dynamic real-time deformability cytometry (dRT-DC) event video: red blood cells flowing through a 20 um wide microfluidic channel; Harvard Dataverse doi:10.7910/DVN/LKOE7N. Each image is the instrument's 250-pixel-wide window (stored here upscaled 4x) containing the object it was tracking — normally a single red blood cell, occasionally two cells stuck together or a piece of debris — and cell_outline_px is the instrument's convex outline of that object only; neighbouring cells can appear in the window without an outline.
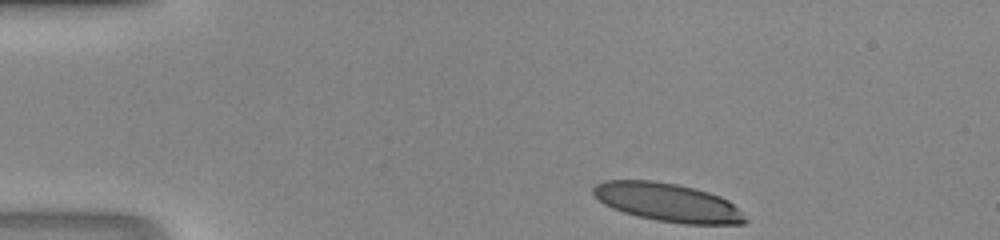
{"species": "human", "species_latin": "Homo sapiens", "temperature_condition": "room temperature", "stored_images_in_passage": 40, "camera_frame_rate_fps": 3000, "um_per_image_px": 0.085, "donor": {"sex": "male"}, "frame": {"image": 1, "passage_image": 1, "time_ms": 0.0, "image_size_px": [1000, 240], "cell_outline_px": [[748, 220], [744, 224], [684, 224], [656, 220], [636, 216], [612, 208], [604, 204], [592, 192], [592, 188], [596, 184], [604, 180], [652, 180], [676, 184], [708, 192], [720, 196], [728, 200]], "centroid_in_image_um": [56.73, 17.2], "position_along_channel_um": 28.3, "area_um2": 33.81}}
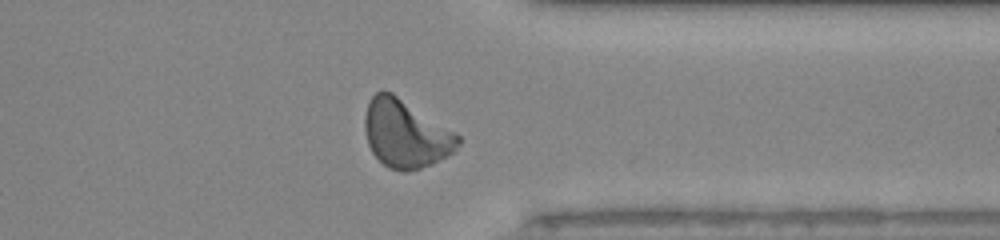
{"frame": {"image": 2, "passage_image": 30, "time_ms": 9.667, "image_size_px": [1000, 240], "cell_outline_px": [[460, 144], [448, 156], [432, 164], [408, 172], [404, 172], [388, 168], [372, 152], [368, 144], [364, 128], [364, 116], [368, 100], [376, 92], [392, 92], [456, 132], [460, 136]], "centroid_in_image_um": [34.48, 11.38], "position_along_channel_um": 376.9, "area_um2": 36.99}}
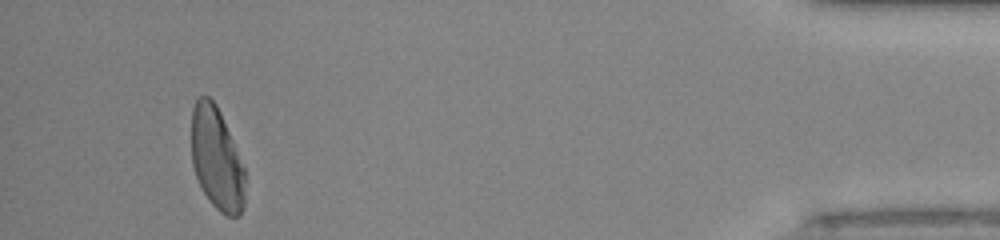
{"frame": {"image": 3, "passage_image": 37, "time_ms": 12.0, "image_size_px": [1000, 240], "cell_outline_px": [[244, 208], [240, 216], [228, 216], [220, 212], [208, 200], [196, 176], [192, 164], [192, 108], [196, 100], [200, 96], [208, 96], [216, 104], [220, 112], [244, 168]], "centroid_in_image_um": [18.41, 13.52], "position_along_channel_um": 416.8, "area_um2": 31.73}}